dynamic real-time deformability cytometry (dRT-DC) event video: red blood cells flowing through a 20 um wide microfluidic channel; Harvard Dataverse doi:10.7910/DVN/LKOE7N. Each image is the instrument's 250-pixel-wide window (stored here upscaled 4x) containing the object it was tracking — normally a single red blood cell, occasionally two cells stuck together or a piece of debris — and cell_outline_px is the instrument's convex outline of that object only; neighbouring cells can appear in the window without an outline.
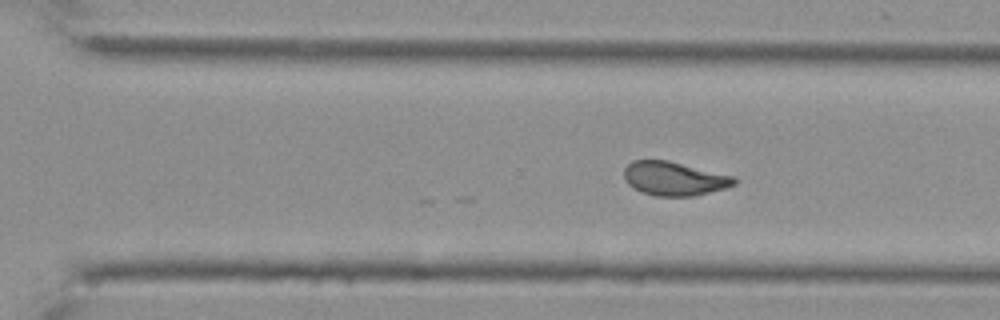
{"species": "Egyptian fruit bat (a non-hibernating species)", "species_latin": "Rousettus aegyptiacus", "temperature_condition": "cold", "stored_images_in_passage": 41, "camera_frame_rate_fps": 3000, "um_per_image_px": 0.085, "animal": {"sex": "female"}, "frame": {"image": 1, "passage_image": 41, "time_ms": 13.333, "image_size_px": [1000, 320], "cell_outline_px": [[736, 184], [724, 188], [696, 196], [656, 196], [640, 192], [628, 184], [624, 180], [624, 168], [632, 160], [668, 160], [736, 176]], "centroid_in_image_um": [57.3, 15.18], "position_along_channel_um": 313.3, "area_um2": 21.96}}